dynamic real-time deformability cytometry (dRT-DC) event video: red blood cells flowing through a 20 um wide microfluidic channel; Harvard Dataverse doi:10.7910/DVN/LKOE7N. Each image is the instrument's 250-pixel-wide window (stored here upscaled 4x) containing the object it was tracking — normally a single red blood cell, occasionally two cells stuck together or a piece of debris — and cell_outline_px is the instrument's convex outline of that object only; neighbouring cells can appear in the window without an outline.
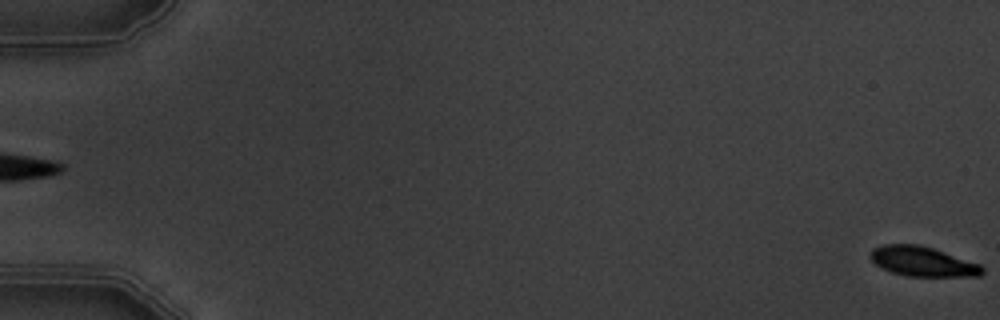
{"species": "common noctule bat (a hibernating species)", "species_latin": "Nyctalus noctula", "temperature_condition": "warm", "stored_images_in_passage": 7, "segment_of_instrument_passage": [2, 2], "camera_frame_rate_fps": 3000, "um_per_image_px": 0.085, "animal": {"sex": "male", "body_mass_g": 19.5, "forearm_length_mm": 54.6}, "frame": {"image": 1, "passage_image": 7, "time_ms": 7.0, "image_size_px": [1000, 320], "cell_outline_px": [[984, 272], [980, 276], [908, 276], [892, 272], [876, 264], [868, 256], [872, 248], [884, 244], [920, 244], [980, 264], [984, 268]], "centroid_in_image_um": [78.41, 22.22], "position_along_channel_um": 6.6, "area_um2": 19.31}}